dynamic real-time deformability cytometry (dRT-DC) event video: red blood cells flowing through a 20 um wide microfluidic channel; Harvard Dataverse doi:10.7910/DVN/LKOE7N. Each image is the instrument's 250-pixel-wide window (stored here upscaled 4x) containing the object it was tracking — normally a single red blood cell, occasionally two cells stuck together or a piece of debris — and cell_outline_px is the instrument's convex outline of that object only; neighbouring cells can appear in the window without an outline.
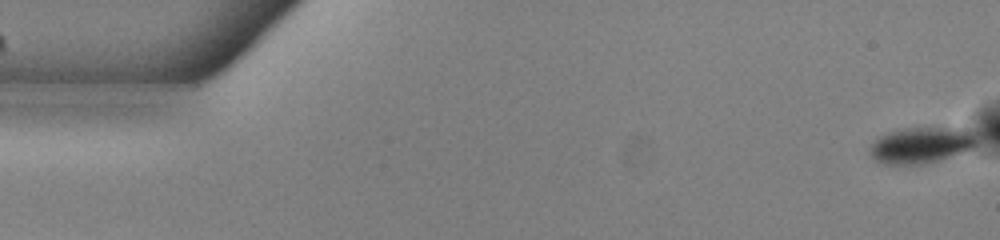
{"species": "common noctule bat (a hibernating species)", "species_latin": "Nyctalus noctula", "temperature_condition": "warm", "stored_images_in_passage": 54, "camera_frame_rate_fps": 3000, "um_per_image_px": 0.085, "animal": {"sex": "male", "body_mass_g": 13.0, "forearm_length_mm": 53.1}, "frame": {"image": 1, "passage_image": 1, "time_ms": 0.0, "image_size_px": [1000, 240], "cell_outline_px": [[976, 144], [972, 148], [940, 160], [920, 164], [884, 164], [876, 160], [868, 152], [872, 144], [880, 136], [888, 132], [908, 128], [952, 128], [972, 132], [976, 140]], "centroid_in_image_um": [78.26, 12.35], "position_along_channel_um": 6.7, "area_um2": 21.96}}
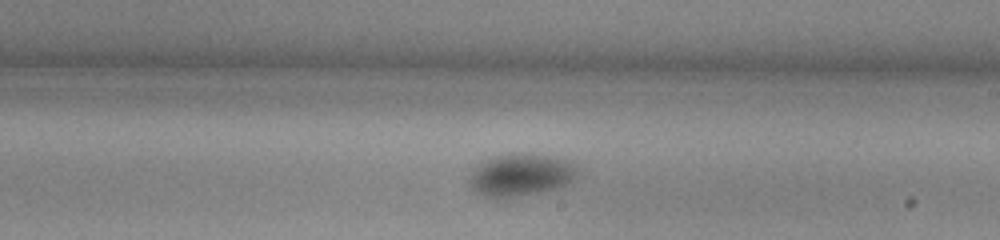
{"frame": {"image": 2, "passage_image": 31, "time_ms": 10.0, "image_size_px": [1000, 240], "cell_outline_px": [[580, 176], [556, 188], [496, 200], [484, 196], [472, 188], [468, 176], [480, 164], [496, 156], [512, 152], [532, 152], [564, 160], [580, 168]], "centroid_in_image_um": [44.28, 14.86], "position_along_channel_um": 244.7, "area_um2": 26.7}}
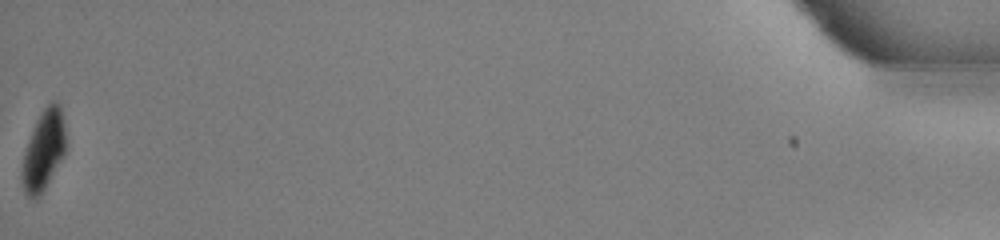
{"frame": {"image": 3, "passage_image": 54, "time_ms": 17.667, "image_size_px": [1000, 240], "cell_outline_px": [[64, 152], [44, 188], [32, 200], [24, 192], [20, 176], [24, 152], [28, 140], [36, 120], [44, 108], [52, 100], [56, 100], [60, 104], [64, 120]], "centroid_in_image_um": [3.67, 12.72], "position_along_channel_um": 431.5, "area_um2": 19.88}, "authors_computed_cell_mechanics": {"area_um2": 25.1141, "velocity_mm_per_s": 3.8226, "shape_relaxation_time_tau1_ms": 3.3422, "shape_relaxation_time_tau2_ms": 1.7177, "deformation_change_tau1": 0.0841, "deformation_change_tau2": 0.0203}}